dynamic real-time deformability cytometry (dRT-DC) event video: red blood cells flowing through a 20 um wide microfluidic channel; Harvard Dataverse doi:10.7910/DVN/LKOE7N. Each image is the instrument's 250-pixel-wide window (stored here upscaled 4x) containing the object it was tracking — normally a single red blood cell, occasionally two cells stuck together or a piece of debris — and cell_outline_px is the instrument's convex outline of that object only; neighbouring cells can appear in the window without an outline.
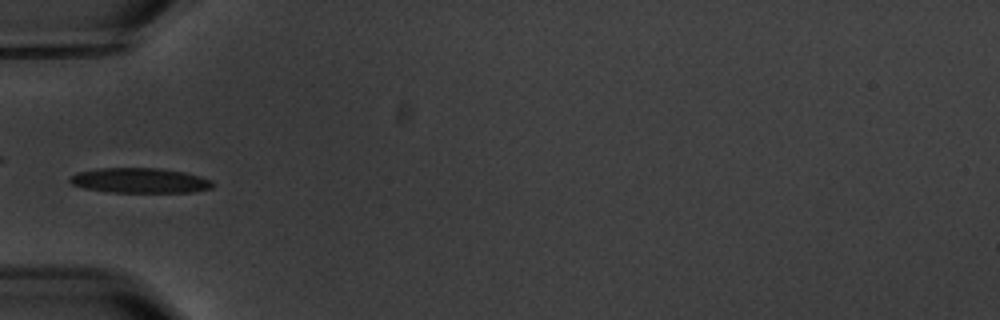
{"species": "common noctule bat (a hibernating species)", "species_latin": "Nyctalus noctula", "temperature_condition": "warm", "stored_images_in_passage": 4, "camera_frame_rate_fps": 3000, "um_per_image_px": 0.085, "animal": {"sex": "male", "body_mass_g": 20.1, "forearm_length_mm": 53.5}, "frame": {"image": 1, "passage_image": 4, "time_ms": 4.333, "image_size_px": [1000, 320], "cell_outline_px": [[216, 184], [212, 188], [192, 192], [108, 192], [84, 188], [72, 184], [68, 180], [72, 176], [80, 172], [100, 168], [156, 168], [184, 172], [200, 176], [212, 180]], "centroid_in_image_um": [11.94, 15.35], "position_along_channel_um": 73.1, "area_um2": 20.75}}